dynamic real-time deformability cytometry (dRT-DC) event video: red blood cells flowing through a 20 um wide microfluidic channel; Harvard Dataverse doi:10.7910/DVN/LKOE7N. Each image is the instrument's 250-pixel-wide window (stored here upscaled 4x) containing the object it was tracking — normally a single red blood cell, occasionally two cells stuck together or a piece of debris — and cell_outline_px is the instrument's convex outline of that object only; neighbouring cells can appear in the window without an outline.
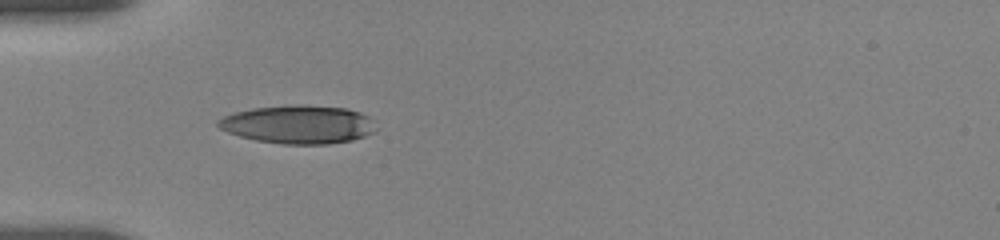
{"species": "human", "species_latin": "Homo sapiens", "temperature_condition": "room temperature", "stored_images_in_passage": 32, "camera_frame_rate_fps": 3000, "um_per_image_px": 0.085, "donor": {"sex": "female"}, "frame": {"image": 1, "passage_image": 1, "time_ms": 0.0, "image_size_px": [1000, 240], "cell_outline_px": [[376, 132], [352, 140], [328, 144], [280, 144], [256, 140], [240, 136], [228, 132], [220, 128], [216, 124], [216, 120], [224, 116], [236, 112], [252, 108], [296, 104], [300, 104], [344, 108], [360, 112], [368, 116], [376, 128]], "centroid_in_image_um": [25.35, 10.58], "position_along_channel_um": 59.6, "area_um2": 35.32}}
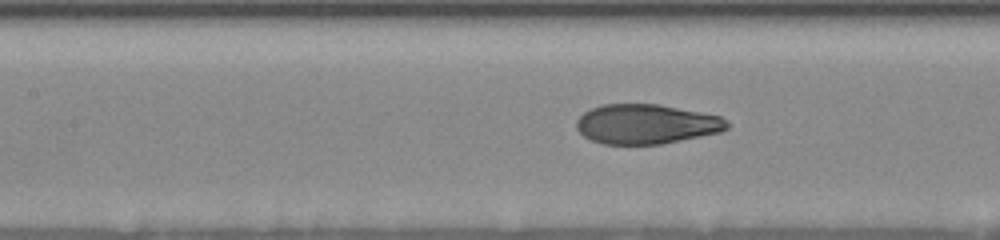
{"frame": {"image": 2, "passage_image": 15, "time_ms": 2.667, "image_size_px": [1000, 240], "cell_outline_px": [[728, 128], [720, 132], [660, 144], [604, 144], [592, 140], [584, 136], [576, 128], [576, 120], [584, 112], [592, 108], [604, 104], [660, 104], [720, 116], [728, 124]], "centroid_in_image_um": [54.9, 10.54], "position_along_channel_um": 152.5, "area_um2": 34.56}}
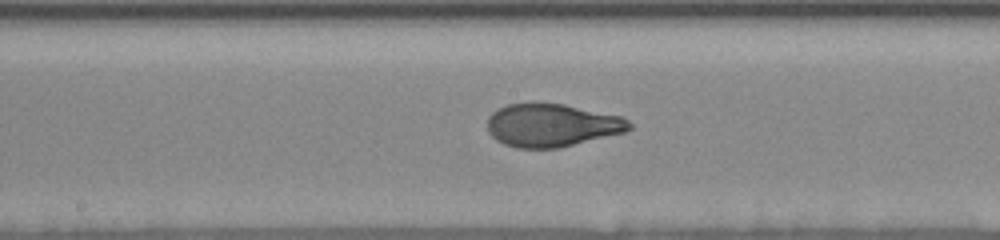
{"frame": {"image": 3, "passage_image": 26, "time_ms": 4.0, "image_size_px": [1000, 240], "cell_outline_px": [[632, 128], [628, 132], [560, 148], [516, 148], [504, 144], [496, 140], [488, 132], [488, 116], [496, 108], [508, 104], [528, 100], [536, 100], [564, 104], [624, 116], [632, 124]], "centroid_in_image_um": [46.92, 10.61], "position_along_channel_um": 201.3, "area_um2": 36.88}}